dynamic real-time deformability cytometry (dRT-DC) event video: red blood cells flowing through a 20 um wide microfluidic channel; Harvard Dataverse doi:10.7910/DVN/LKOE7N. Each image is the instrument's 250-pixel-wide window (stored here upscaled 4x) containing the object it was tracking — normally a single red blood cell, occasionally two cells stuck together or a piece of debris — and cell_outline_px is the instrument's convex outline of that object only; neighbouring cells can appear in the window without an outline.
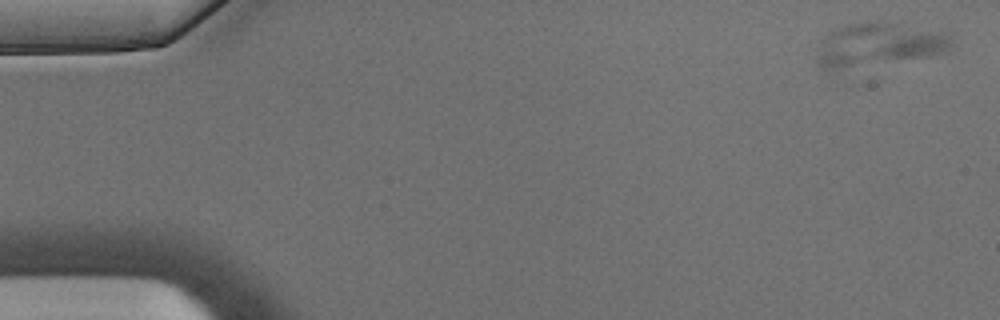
{"species": "Egyptian fruit bat (a non-hibernating species)", "species_latin": "Rousettus aegyptiacus", "temperature_condition": "warm", "stored_images_in_passage": 58, "camera_frame_rate_fps": 3000, "um_per_image_px": 0.085, "animal": {"sex": "male"}, "frame": {"image": 1, "passage_image": 2, "time_ms": 0.333, "image_size_px": [1000, 320], "cell_outline_px": [[956, 52], [828, 72], [820, 68], [816, 64], [816, 44], [832, 28], [848, 24], [868, 20], [876, 20], [956, 32]], "centroid_in_image_um": [74.79, 3.78], "position_along_channel_um": 10.2, "area_um2": 36.76}}